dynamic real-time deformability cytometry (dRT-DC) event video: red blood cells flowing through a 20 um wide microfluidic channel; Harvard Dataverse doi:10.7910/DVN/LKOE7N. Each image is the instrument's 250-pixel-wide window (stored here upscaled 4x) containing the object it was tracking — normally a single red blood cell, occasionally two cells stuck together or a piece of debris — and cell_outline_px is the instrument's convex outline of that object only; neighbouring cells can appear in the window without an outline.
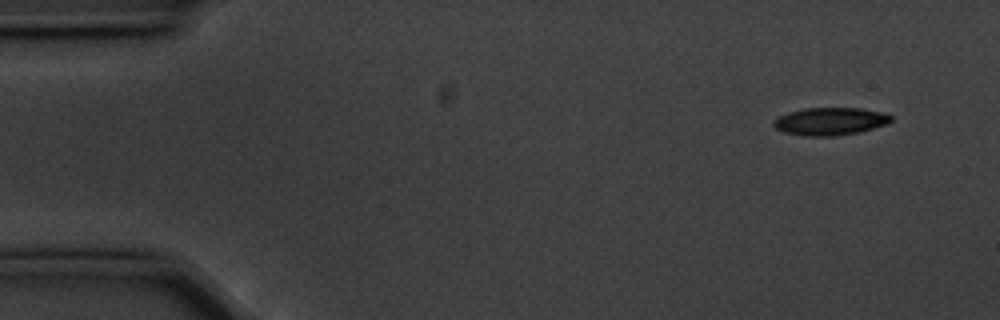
{"species": "common noctule bat (a hibernating species)", "species_latin": "Nyctalus noctula", "temperature_condition": "cold", "stored_images_in_passage": 53, "camera_frame_rate_fps": 3000, "um_per_image_px": 0.085, "animal": {"sex": "male", "body_mass_g": 20.1, "forearm_length_mm": 53.5}, "frame": {"image": 1, "passage_image": 1, "time_ms": 0.0, "image_size_px": [1000, 320], "cell_outline_px": [[892, 120], [884, 124], [860, 132], [832, 136], [804, 136], [784, 132], [776, 128], [772, 124], [772, 120], [788, 112], [804, 108], [860, 108], [884, 112], [892, 116]], "centroid_in_image_um": [70.54, 10.31], "position_along_channel_um": 14.5, "area_um2": 18.9}}
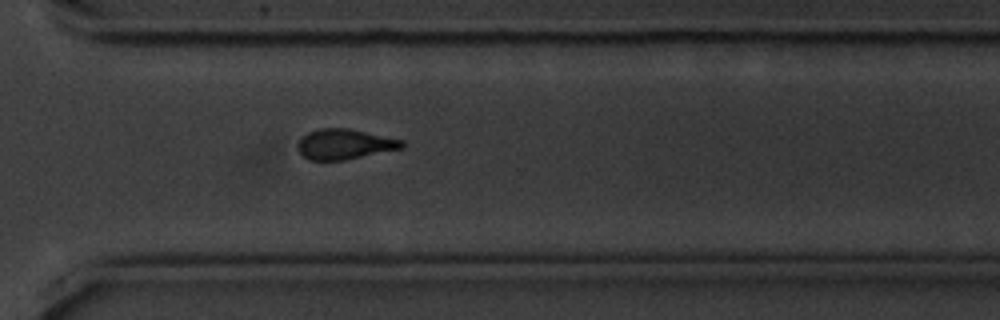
{"frame": {"image": 2, "passage_image": 37, "time_ms": 12.0, "image_size_px": [1000, 320], "cell_outline_px": [[404, 148], [344, 160], [308, 160], [296, 148], [296, 144], [308, 132], [320, 128], [348, 128], [404, 140]], "centroid_in_image_um": [29.29, 12.25], "position_along_channel_um": 341.3, "area_um2": 18.38}}
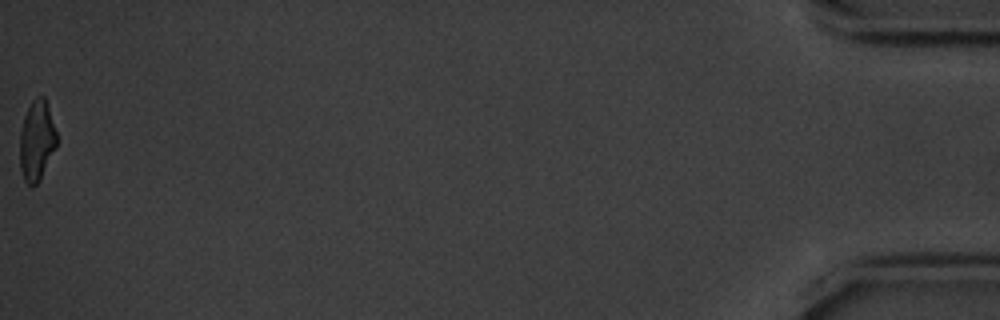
{"frame": {"image": 3, "passage_image": 53, "time_ms": 17.333, "image_size_px": [1000, 320], "cell_outline_px": [[56, 148], [40, 180], [32, 188], [24, 180], [20, 168], [20, 132], [24, 116], [32, 100], [36, 96], [44, 96], [56, 132]], "centroid_in_image_um": [3.11, 11.99], "position_along_channel_um": 432.1, "area_um2": 17.17}, "authors_computed_cell_mechanics": {"area_um2": 18.9584, "velocity_mm_per_s": 3.5606, "shape_relaxation_time_tau1_ms": 2.7301, "shape_relaxation_time_tau2_ms": 1.3934, "deformation_change_tau1": 0.1314, "deformation_change_tau2": 0.0809}}